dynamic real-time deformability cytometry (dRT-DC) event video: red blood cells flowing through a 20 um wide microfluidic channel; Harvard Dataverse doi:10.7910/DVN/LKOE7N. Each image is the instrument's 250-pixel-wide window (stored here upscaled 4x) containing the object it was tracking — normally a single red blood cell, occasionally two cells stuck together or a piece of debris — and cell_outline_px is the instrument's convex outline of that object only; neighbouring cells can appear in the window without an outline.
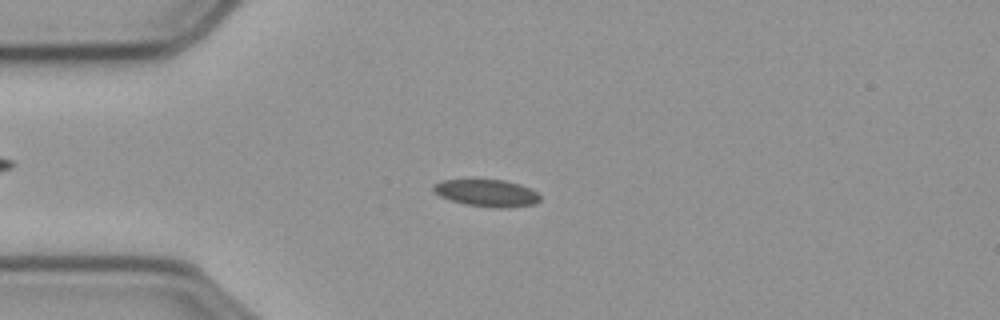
{"species": "common noctule bat (a hibernating species)", "species_latin": "Nyctalus noctula", "temperature_condition": "cold", "stored_images_in_passage": 57, "camera_frame_rate_fps": 3000, "um_per_image_px": 0.085, "animal": {"sex": "male", "body_mass_g": 23.1, "forearm_length_mm": 52.7}, "frame": {"image": 1, "passage_image": 14, "time_ms": 4.333, "image_size_px": [1000, 320], "cell_outline_px": [[540, 200], [532, 204], [500, 208], [496, 208], [464, 204], [440, 196], [432, 192], [432, 184], [444, 180], [504, 180], [520, 184], [536, 192], [540, 196]], "centroid_in_image_um": [41.32, 16.4], "position_along_channel_um": 43.7, "area_um2": 16.65}}
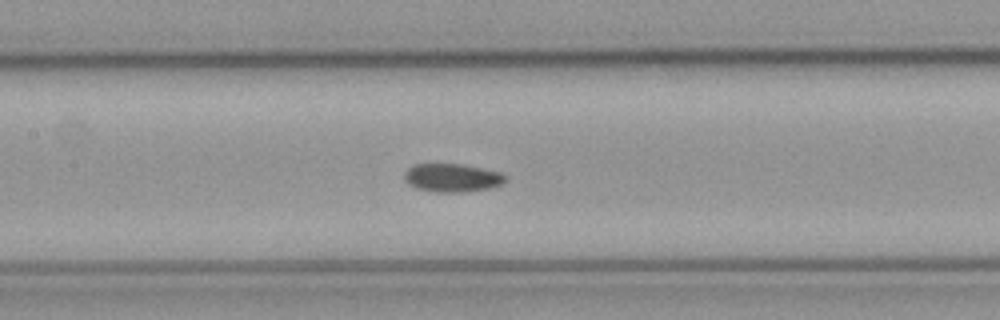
{"frame": {"image": 2, "passage_image": 26, "time_ms": 8.333, "image_size_px": [1000, 320], "cell_outline_px": [[508, 180], [504, 184], [492, 188], [464, 192], [436, 192], [416, 188], [408, 184], [404, 180], [404, 172], [412, 164], [460, 164], [500, 172], [508, 176]], "centroid_in_image_um": [38.46, 15.12], "position_along_channel_um": 168.9, "area_um2": 16.94}}
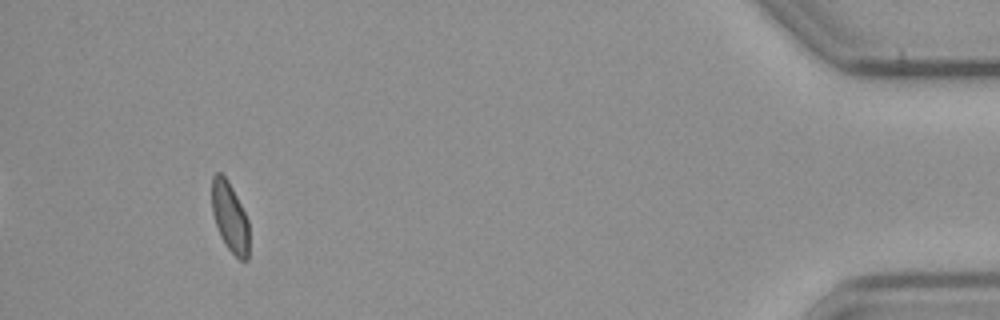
{"frame": {"image": 3, "passage_image": 53, "time_ms": 17.333, "image_size_px": [1000, 320], "cell_outline_px": [[248, 260], [240, 260], [228, 248], [220, 236], [212, 212], [212, 176], [216, 172], [220, 172], [228, 180], [248, 220]], "centroid_in_image_um": [19.53, 18.44], "position_along_channel_um": 415.7, "area_um2": 14.91}, "authors_computed_cell_mechanics": {"area_um2": 16.2996, "velocity_mm_per_s": 3.5813, "shape_relaxation_time_tau1_ms": null, "shape_relaxation_time_tau2_ms": 3.0057, "deformation_change_tau1": null, "deformation_change_tau2": 0.0655}}